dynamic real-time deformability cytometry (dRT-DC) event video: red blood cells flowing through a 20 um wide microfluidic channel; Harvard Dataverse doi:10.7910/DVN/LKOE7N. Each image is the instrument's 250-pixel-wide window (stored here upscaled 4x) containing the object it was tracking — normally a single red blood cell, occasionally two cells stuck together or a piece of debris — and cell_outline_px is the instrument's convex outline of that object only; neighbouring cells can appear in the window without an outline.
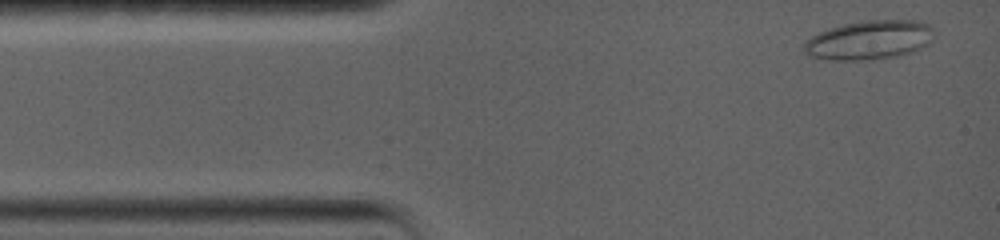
{"species": "common noctule bat (a hibernating species)", "species_latin": "Nyctalus noctula", "temperature_condition": "warm", "stored_images_in_passage": 8, "camera_frame_rate_fps": 5000, "um_per_image_px": 0.085, "animal": {"sex": "female", "body_mass_g": 19.0, "forearm_length_mm": 56.7}, "frame": {"image": 1, "passage_image": 1, "time_ms": 0.0, "image_size_px": [1000, 240], "cell_outline_px": [[932, 40], [928, 44], [912, 52], [896, 56], [864, 60], [832, 60], [812, 56], [804, 52], [804, 44], [812, 36], [828, 28], [844, 24], [864, 20], [916, 20], [928, 24], [932, 28]], "centroid_in_image_um": [73.9, 3.39], "position_along_channel_um": 11.1, "area_um2": 29.42}}
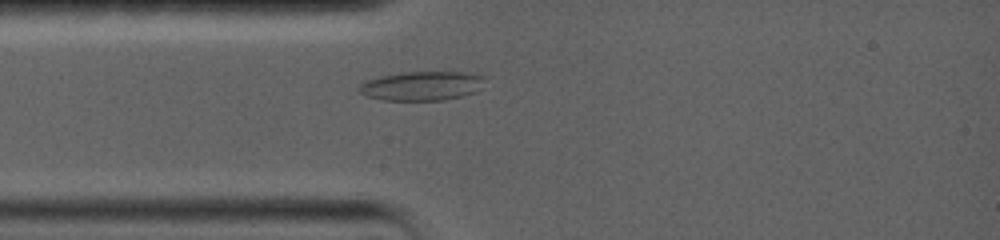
{"frame": {"image": 2, "passage_image": 6, "time_ms": 2.8, "image_size_px": [1000, 240], "cell_outline_px": [[488, 76], [484, 88], [476, 92], [444, 100], [380, 100], [364, 96], [356, 88], [364, 80], [380, 76], [404, 72], [476, 72]], "centroid_in_image_um": [35.92, 7.29], "position_along_channel_um": 49.1, "area_um2": 22.08}}
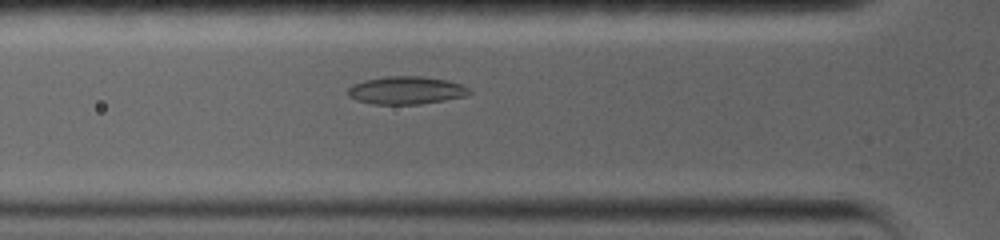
{"frame": {"image": 3, "passage_image": 8, "time_ms": 4.0, "image_size_px": [1000, 240], "cell_outline_px": [[472, 92], [464, 96], [444, 100], [420, 104], [372, 104], [356, 100], [348, 96], [348, 88], [352, 84], [364, 80], [388, 76], [420, 76], [448, 80], [460, 84], [468, 88]], "centroid_in_image_um": [34.49, 7.67], "position_along_channel_um": 91.3, "area_um2": 19.65}}